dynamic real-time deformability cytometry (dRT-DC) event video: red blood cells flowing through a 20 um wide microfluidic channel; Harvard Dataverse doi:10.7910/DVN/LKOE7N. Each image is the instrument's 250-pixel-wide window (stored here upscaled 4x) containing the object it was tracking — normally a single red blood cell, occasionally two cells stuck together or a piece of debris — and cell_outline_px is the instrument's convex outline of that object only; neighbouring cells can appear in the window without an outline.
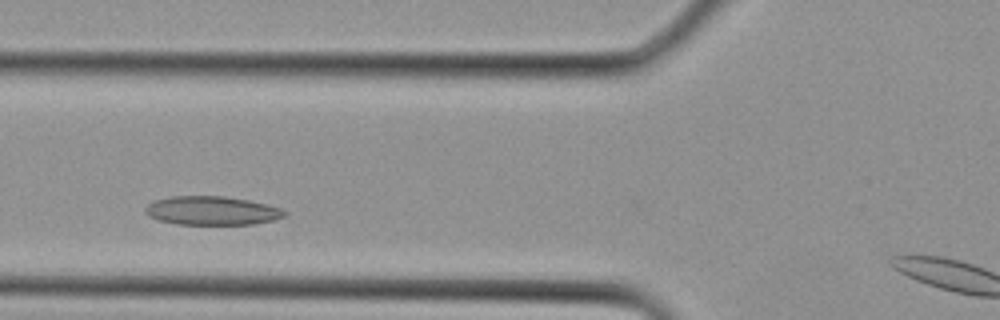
{"species": "Egyptian fruit bat (a non-hibernating species)", "species_latin": "Rousettus aegyptiacus", "temperature_condition": "cold", "stored_images_in_passage": 4, "camera_frame_rate_fps": 3000, "um_per_image_px": 0.085, "animal": {"sex": "female"}, "frame": {"image": 1, "passage_image": 4, "time_ms": 1.0, "image_size_px": [1000, 320], "cell_outline_px": [[288, 212], [284, 216], [272, 220], [252, 224], [176, 224], [160, 220], [148, 216], [144, 212], [144, 208], [148, 204], [156, 200], [172, 196], [224, 196], [248, 200], [280, 208]], "centroid_in_image_um": [17.98, 17.9], "position_along_channel_um": 107.8, "area_um2": 23.12}}